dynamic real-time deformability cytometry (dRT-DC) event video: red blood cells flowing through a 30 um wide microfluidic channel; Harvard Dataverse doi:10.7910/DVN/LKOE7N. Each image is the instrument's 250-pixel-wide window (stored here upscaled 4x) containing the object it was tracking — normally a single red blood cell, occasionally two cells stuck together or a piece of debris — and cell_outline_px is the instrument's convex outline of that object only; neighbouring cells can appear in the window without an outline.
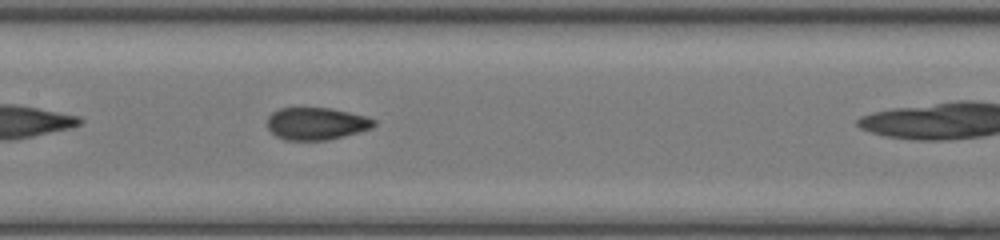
{"species": "common noctule bat (a hibernating species)", "species_latin": "Nyctalus noctula", "temperature_condition": "room temperature", "stored_images_in_passage": 27, "camera_frame_rate_fps": 3000, "um_per_image_px": 0.085, "animal": {"sex": "female", "body_mass_g": 17.0, "forearm_length_mm": 48.0}, "frame": {"image": 1, "passage_image": 12, "time_ms": 3.667, "image_size_px": [1000, 240], "cell_outline_px": [[376, 124], [372, 128], [360, 132], [328, 140], [284, 140], [276, 136], [268, 128], [268, 116], [272, 112], [280, 108], [328, 108], [348, 112], [364, 116], [376, 120]], "centroid_in_image_um": [26.89, 10.51], "position_along_channel_um": 180.5, "area_um2": 20.06}}